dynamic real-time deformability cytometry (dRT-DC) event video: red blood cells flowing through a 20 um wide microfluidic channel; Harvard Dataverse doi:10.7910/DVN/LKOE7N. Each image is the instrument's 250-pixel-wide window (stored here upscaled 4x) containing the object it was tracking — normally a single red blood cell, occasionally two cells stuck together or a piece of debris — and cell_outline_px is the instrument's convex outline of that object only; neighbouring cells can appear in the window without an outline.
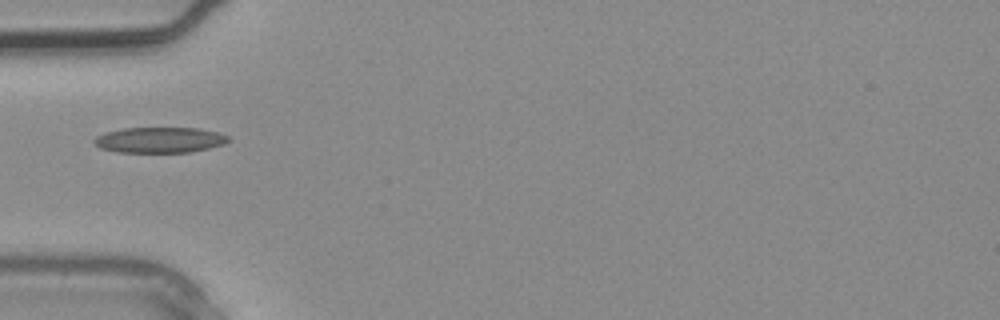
{"species": "common noctule bat (a hibernating species)", "species_latin": "Nyctalus noctula", "temperature_condition": "warm", "stored_images_in_passage": 1, "camera_frame_rate_fps": 3000, "um_per_image_px": 0.085, "animal": {"sex": "male", "body_mass_g": 20.4}, "frame": {"image": 1, "passage_image": 1, "time_ms": 0.0, "image_size_px": [1000, 320], "cell_outline_px": [[232, 140], [224, 144], [192, 152], [116, 152], [100, 148], [92, 144], [92, 140], [96, 136], [104, 132], [124, 128], [200, 128], [216, 132], [228, 136]], "centroid_in_image_um": [13.53, 11.9], "position_along_channel_um": 71.5, "area_um2": 20.23}}